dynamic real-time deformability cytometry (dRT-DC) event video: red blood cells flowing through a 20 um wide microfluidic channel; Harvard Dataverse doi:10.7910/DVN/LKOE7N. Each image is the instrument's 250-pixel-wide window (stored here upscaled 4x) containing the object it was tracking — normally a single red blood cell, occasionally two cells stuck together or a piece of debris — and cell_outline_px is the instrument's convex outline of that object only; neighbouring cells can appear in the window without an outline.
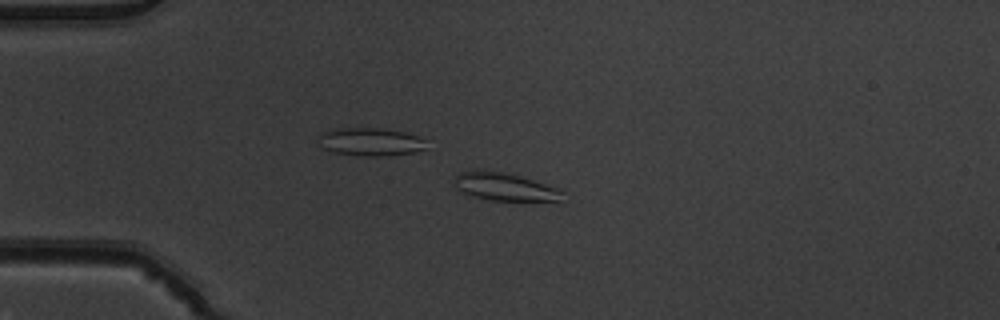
{"species": "common noctule bat (a hibernating species)", "species_latin": "Nyctalus noctula", "temperature_condition": "warm", "stored_images_in_passage": 48, "camera_frame_rate_fps": 3000, "um_per_image_px": 0.085, "animal": {"sex": "male", "body_mass_g": 19.5, "forearm_length_mm": 54.6}, "frame": {"image": 1, "passage_image": 9, "time_ms": 2.667, "image_size_px": [1000, 320], "cell_outline_px": [[564, 192], [560, 204], [488, 200], [472, 196], [456, 188], [452, 184], [456, 176], [460, 172], [476, 168], [480, 168], [504, 172], [520, 176], [560, 188]], "centroid_in_image_um": [43.0, 15.91], "position_along_channel_um": 42.0, "area_um2": 18.84}}
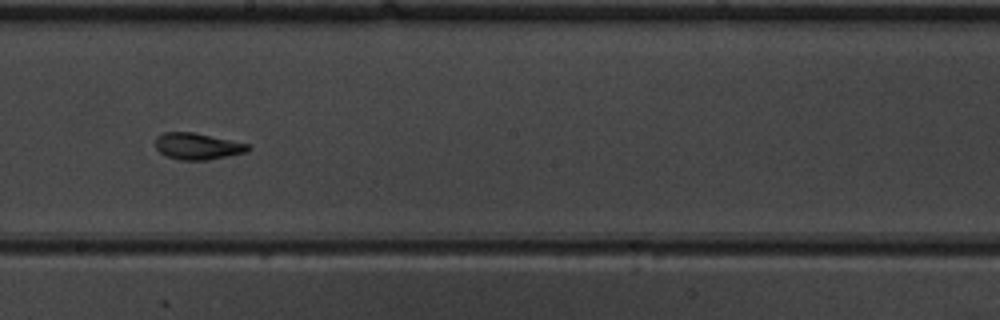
{"frame": {"image": 2, "passage_image": 26, "time_ms": 8.333, "image_size_px": [1000, 320], "cell_outline_px": [[252, 148], [248, 152], [208, 160], [180, 160], [168, 156], [160, 152], [156, 148], [156, 136], [164, 132], [192, 132], [248, 144]], "centroid_in_image_um": [16.8, 12.44], "position_along_channel_um": 231.4, "area_um2": 14.22}}
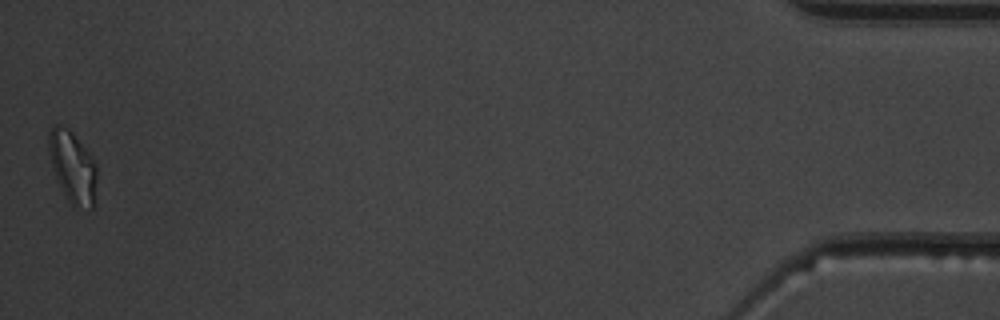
{"frame": {"image": 3, "passage_image": 48, "time_ms": 15.667, "image_size_px": [1000, 320], "cell_outline_px": [[96, 204], [92, 208], [72, 204], [68, 200], [52, 168], [48, 152], [48, 132], [52, 124], [56, 124], [68, 128], [72, 132], [88, 152], [96, 164]], "centroid_in_image_um": [6.17, 14.15], "position_along_channel_um": 429.0, "area_um2": 19.94}, "authors_computed_cell_mechanics": {"area_um2": 15.1725, "velocity_mm_per_s": 3.888, "shape_relaxation_time_tau1_ms": 6.6151, "shape_relaxation_time_tau2_ms": 1.7769, "deformation_change_tau1": 0.1945, "deformation_change_tau2": 0.1006}}